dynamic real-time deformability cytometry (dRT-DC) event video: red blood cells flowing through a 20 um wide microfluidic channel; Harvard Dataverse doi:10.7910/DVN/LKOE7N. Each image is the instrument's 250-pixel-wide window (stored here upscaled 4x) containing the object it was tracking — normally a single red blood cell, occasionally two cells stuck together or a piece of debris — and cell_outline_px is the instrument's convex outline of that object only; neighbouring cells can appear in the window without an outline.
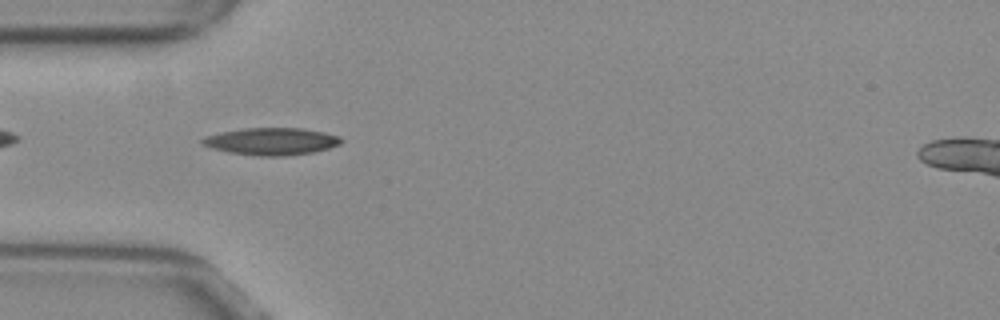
{"species": "common noctule bat (a hibernating species)", "species_latin": "Nyctalus noctula", "temperature_condition": "warm", "stored_images_in_passage": 39, "camera_frame_rate_fps": 3000, "um_per_image_px": 0.085, "animal": {"sex": "female", "body_mass_g": 29.2, "forearm_length_mm": 56.3}, "frame": {"image": 1, "passage_image": 2, "time_ms": 0.333, "image_size_px": [1000, 320], "cell_outline_px": [[344, 140], [340, 144], [328, 148], [312, 152], [284, 156], [260, 156], [228, 152], [212, 148], [204, 144], [200, 140], [204, 136], [220, 132], [244, 128], [300, 128], [324, 132], [340, 136]], "centroid_in_image_um": [23.08, 12.01], "position_along_channel_um": 61.9, "area_um2": 21.96}}
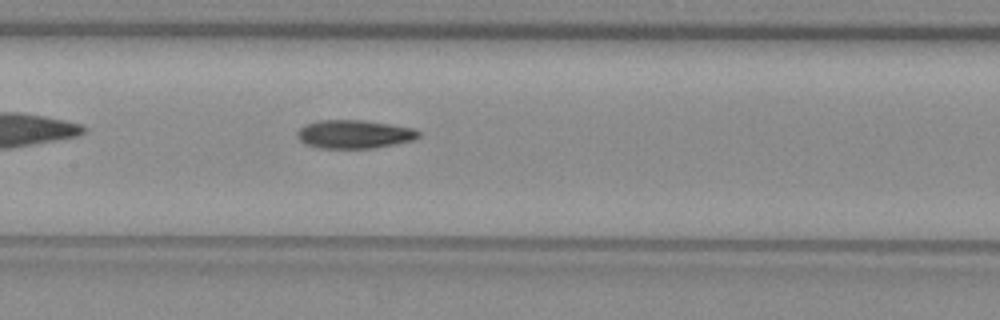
{"frame": {"image": 2, "passage_image": 11, "time_ms": 3.333, "image_size_px": [1000, 320], "cell_outline_px": [[420, 136], [412, 140], [396, 144], [372, 148], [320, 148], [304, 144], [296, 136], [296, 132], [304, 124], [320, 120], [364, 120], [412, 128], [420, 132]], "centroid_in_image_um": [30.07, 11.41], "position_along_channel_um": 177.3, "area_um2": 20.11}}
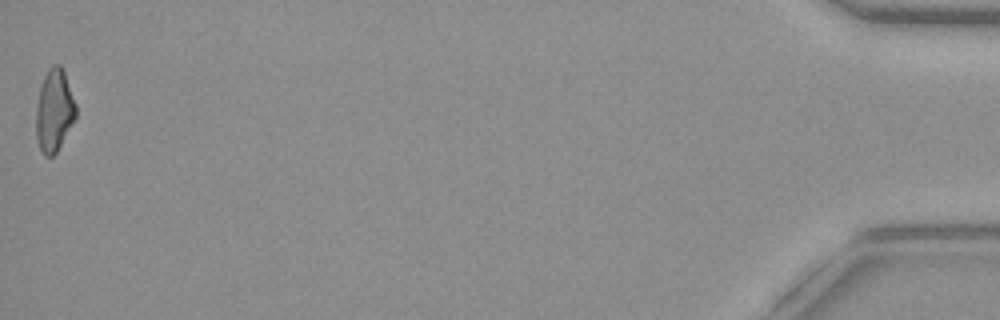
{"frame": {"image": 3, "passage_image": 39, "time_ms": 12.667, "image_size_px": [1000, 320], "cell_outline_px": [[76, 116], [56, 152], [52, 156], [44, 156], [40, 148], [36, 136], [36, 108], [40, 84], [48, 68], [52, 64], [60, 64], [64, 72], [76, 104]], "centroid_in_image_um": [4.59, 9.36], "position_along_channel_um": 430.6, "area_um2": 18.96}, "authors_computed_cell_mechanics": {"area_um2": 19.8832, "velocity_mm_per_s": 3.8614, "shape_relaxation_time_tau1_ms": null, "shape_relaxation_time_tau2_ms": 5.1605, "deformation_change_tau1": null, "deformation_change_tau2": 0.147}}